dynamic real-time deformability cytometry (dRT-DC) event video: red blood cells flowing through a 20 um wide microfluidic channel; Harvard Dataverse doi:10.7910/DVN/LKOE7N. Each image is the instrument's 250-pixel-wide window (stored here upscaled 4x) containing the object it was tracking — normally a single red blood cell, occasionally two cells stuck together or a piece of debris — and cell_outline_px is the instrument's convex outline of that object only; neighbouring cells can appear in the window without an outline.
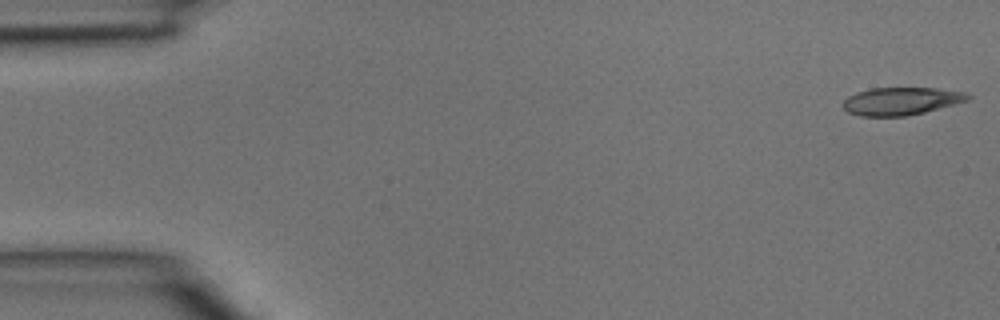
{"species": "common noctule bat (a hibernating species)", "species_latin": "Nyctalus noctula", "temperature_condition": "room temperature", "stored_images_in_passage": 4, "camera_frame_rate_fps": 3000, "um_per_image_px": 0.085, "animal": {"sex": "male", "body_mass_g": 15.6}, "frame": {"image": 1, "passage_image": 1, "time_ms": 0.0, "image_size_px": [1000, 320], "cell_outline_px": [[972, 96], [968, 100], [924, 112], [908, 116], [860, 116], [848, 112], [840, 104], [848, 96], [856, 92], [872, 88], [936, 88], [964, 92]], "centroid_in_image_um": [76.55, 8.59], "position_along_channel_um": 8.4, "area_um2": 20.11}}
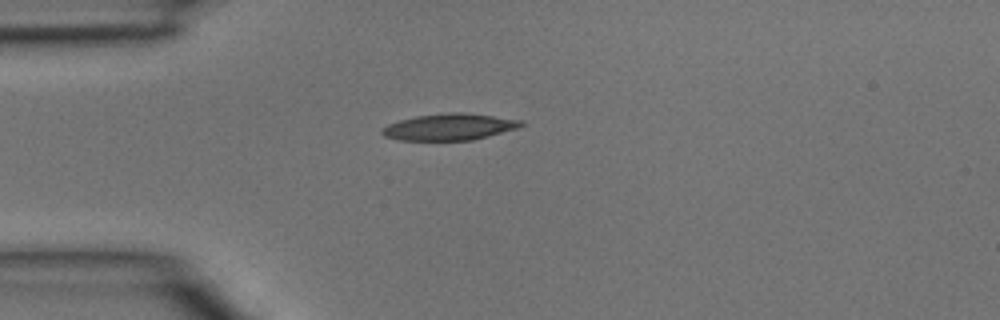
{"frame": {"image": 2, "passage_image": 4, "time_ms": 1.0, "image_size_px": [1000, 320], "cell_outline_px": [[524, 124], [520, 128], [472, 140], [400, 140], [384, 136], [380, 132], [380, 128], [388, 124], [400, 120], [416, 116], [448, 112], [460, 112], [524, 120]], "centroid_in_image_um": [38.2, 10.79], "position_along_channel_um": 46.8, "area_um2": 21.56}}